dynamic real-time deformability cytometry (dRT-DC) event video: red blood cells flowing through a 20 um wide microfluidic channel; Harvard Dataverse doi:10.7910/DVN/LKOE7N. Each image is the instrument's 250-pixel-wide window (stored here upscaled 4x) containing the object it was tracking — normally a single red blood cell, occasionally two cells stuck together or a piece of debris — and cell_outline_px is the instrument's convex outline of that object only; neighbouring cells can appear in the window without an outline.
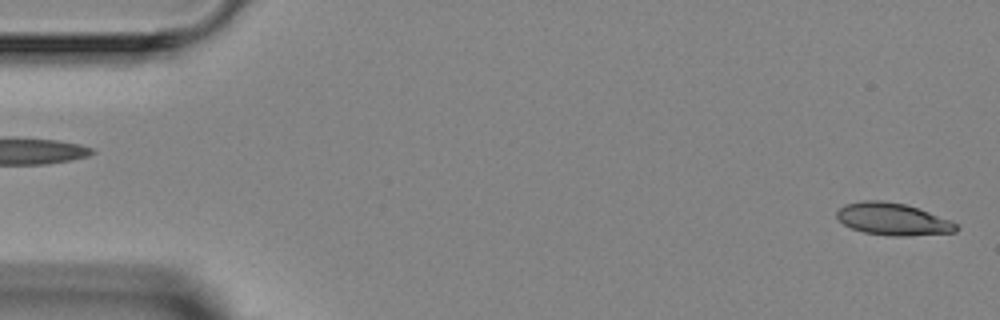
{"species": "Egyptian fruit bat (a non-hibernating species)", "species_latin": "Rousettus aegyptiacus", "temperature_condition": "room temperature", "stored_images_in_passage": 5, "segment_of_instrument_passage": [2, 2], "camera_frame_rate_fps": 3000, "um_per_image_px": 0.085, "animal": {"sex": "female"}, "frame": {"image": 1, "passage_image": 5, "time_ms": 4.667, "image_size_px": [1000, 320], "cell_outline_px": [[960, 228], [956, 232], [908, 236], [892, 236], [864, 232], [852, 228], [844, 224], [836, 216], [836, 212], [844, 204], [860, 200], [884, 200], [904, 204], [928, 212], [948, 220], [956, 224]], "centroid_in_image_um": [75.86, 18.62], "position_along_channel_um": 9.1, "area_um2": 22.25}}